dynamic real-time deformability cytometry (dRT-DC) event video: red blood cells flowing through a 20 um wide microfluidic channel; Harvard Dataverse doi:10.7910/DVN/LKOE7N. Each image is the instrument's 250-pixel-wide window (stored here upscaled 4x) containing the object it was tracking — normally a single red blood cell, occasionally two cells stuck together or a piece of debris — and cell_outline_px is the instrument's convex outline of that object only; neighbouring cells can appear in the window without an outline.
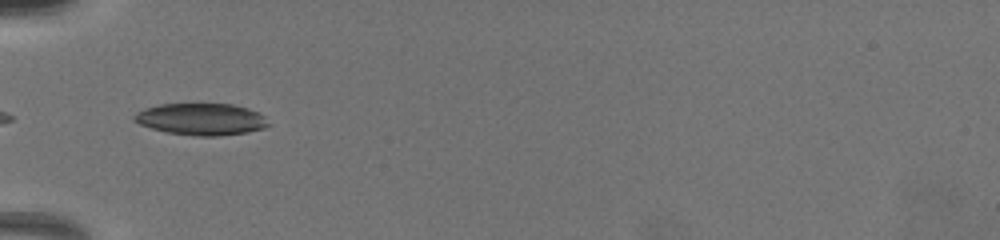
{"species": "common noctule bat (a hibernating species)", "species_latin": "Nyctalus noctula", "temperature_condition": "warm", "stored_images_in_passage": 17, "camera_frame_rate_fps": 3000, "um_per_image_px": 0.085, "animal": {"sex": "female", "body_mass_g": 19.5, "forearm_length_mm": 54.1}, "frame": {"image": 1, "passage_image": 1, "time_ms": 0.0, "image_size_px": [1000, 240], "cell_outline_px": [[272, 124], [264, 128], [248, 132], [220, 136], [192, 136], [164, 132], [140, 124], [132, 120], [132, 116], [136, 112], [144, 108], [160, 104], [232, 104], [248, 108], [264, 116]], "centroid_in_image_um": [17.09, 10.14], "position_along_channel_um": 67.9, "area_um2": 25.14}}
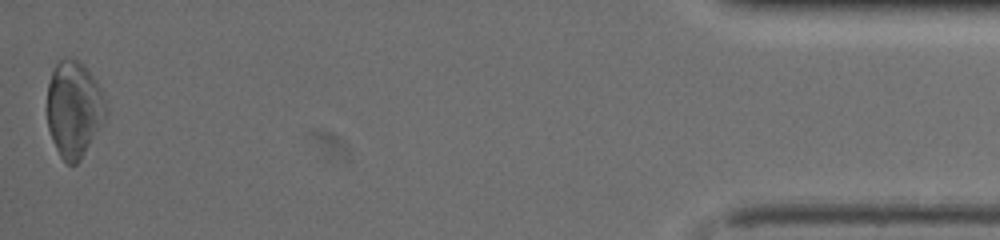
{"frame": {"image": 2, "passage_image": 17, "time_ms": 11.0, "image_size_px": [1000, 240], "cell_outline_px": [[108, 112], [104, 120], [80, 160], [76, 164], [68, 164], [60, 156], [56, 148], [48, 128], [48, 84], [52, 72], [56, 64], [60, 60], [76, 56], [84, 64], [96, 80], [100, 88], [108, 108]], "centroid_in_image_um": [6.3, 9.23], "position_along_channel_um": 428.9, "area_um2": 32.89}, "authors_computed_cell_mechanics": {"area_um2": 18.6694, "velocity_mm_per_s": 4.0753, "shape_relaxation_time_tau1_ms": 3.9388, "shape_relaxation_time_tau2_ms": 1.4895, "deformation_change_tau1": 0.1508, "deformation_change_tau2": 0.0657}}